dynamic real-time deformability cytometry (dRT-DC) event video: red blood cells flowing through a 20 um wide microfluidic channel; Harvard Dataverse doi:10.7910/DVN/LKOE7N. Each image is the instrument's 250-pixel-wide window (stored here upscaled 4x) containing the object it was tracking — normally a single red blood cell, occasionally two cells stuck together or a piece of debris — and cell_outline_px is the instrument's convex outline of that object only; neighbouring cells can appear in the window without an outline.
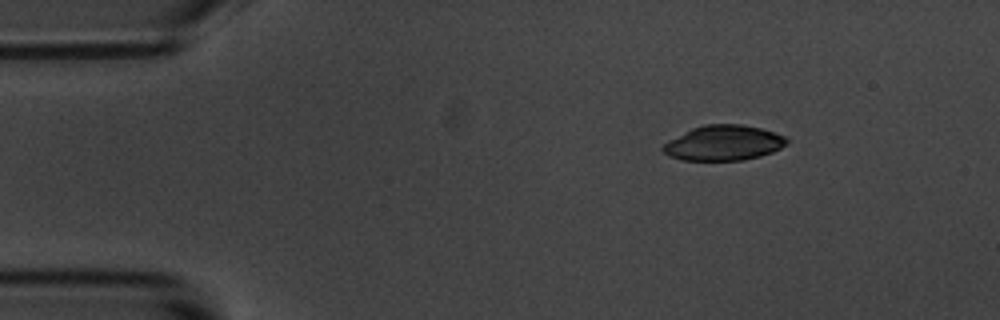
{"species": "common noctule bat (a hibernating species)", "species_latin": "Nyctalus noctula", "temperature_condition": "room temperature", "stored_images_in_passage": 6, "camera_frame_rate_fps": 3000, "um_per_image_px": 0.085, "animal": {"sex": "male", "body_mass_g": 20.1, "forearm_length_mm": 53.5}, "frame": {"image": 1, "passage_image": 6, "time_ms": 6.0, "image_size_px": [1000, 320], "cell_outline_px": [[788, 144], [772, 152], [760, 156], [744, 160], [680, 160], [668, 156], [660, 148], [668, 140], [692, 128], [704, 124], [740, 124], [760, 128], [784, 136], [788, 140]], "centroid_in_image_um": [61.48, 12.15], "position_along_channel_um": 23.5, "area_um2": 25.37}}